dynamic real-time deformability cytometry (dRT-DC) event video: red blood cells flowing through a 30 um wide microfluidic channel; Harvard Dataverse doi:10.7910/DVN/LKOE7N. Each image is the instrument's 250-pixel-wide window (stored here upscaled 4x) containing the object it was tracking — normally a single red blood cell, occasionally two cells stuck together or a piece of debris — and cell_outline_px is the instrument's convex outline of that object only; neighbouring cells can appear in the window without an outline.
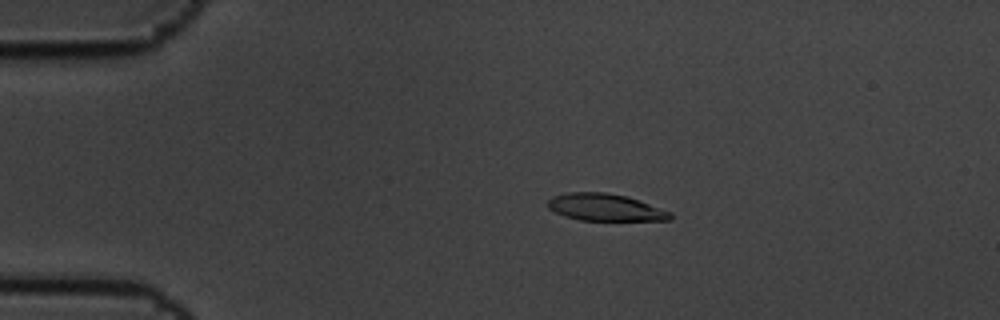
{"species": "common noctule bat (a hibernating species)", "species_latin": "Nyctalus noctula", "temperature_condition": "cold", "stored_images_in_passage": 9, "camera_frame_rate_fps": 3000, "um_per_image_px": 0.085, "animal": {"sex": "male", "body_mass_g": 19.5, "forearm_length_mm": 54.6}, "frame": {"image": 1, "passage_image": 2, "time_ms": 0.333, "image_size_px": [1000, 320], "cell_outline_px": [[672, 220], [580, 220], [564, 216], [548, 208], [548, 200], [552, 196], [568, 192], [604, 192], [628, 196], [672, 212]], "centroid_in_image_um": [51.45, 17.62], "position_along_channel_um": 33.6, "area_um2": 19.36}}
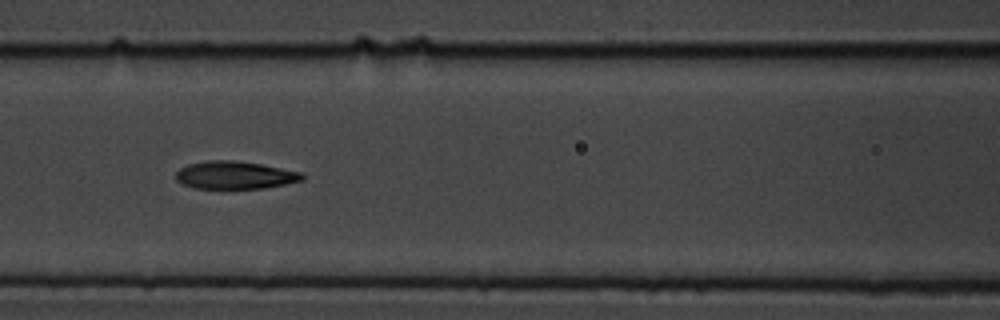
{"frame": {"image": 2, "passage_image": 6, "time_ms": 1.667, "image_size_px": [1000, 320], "cell_outline_px": [[304, 180], [264, 188], [192, 188], [176, 180], [176, 172], [180, 168], [188, 164], [208, 160], [232, 160], [260, 164], [300, 172], [304, 176]], "centroid_in_image_um": [19.94, 14.88], "position_along_channel_um": 146.7, "area_um2": 20.23}}
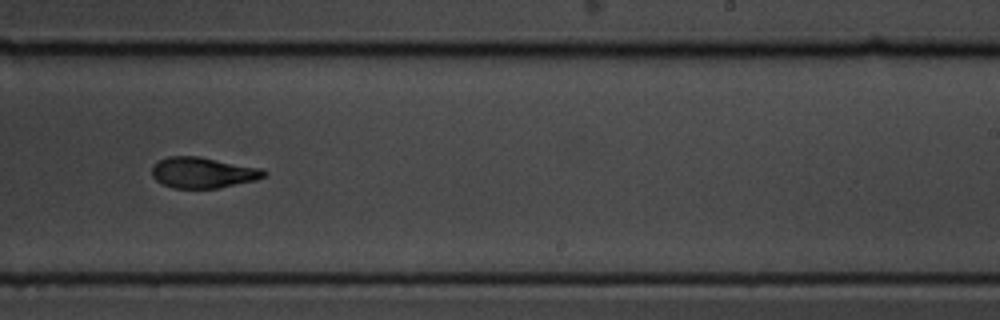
{"frame": {"image": 3, "passage_image": 9, "time_ms": 2.667, "image_size_px": [1000, 320], "cell_outline_px": [[268, 172], [264, 176], [256, 180], [220, 188], [172, 188], [156, 180], [152, 176], [152, 164], [168, 156], [196, 156], [264, 168]], "centroid_in_image_um": [17.27, 14.67], "position_along_channel_um": 271.7, "area_um2": 20.23}}